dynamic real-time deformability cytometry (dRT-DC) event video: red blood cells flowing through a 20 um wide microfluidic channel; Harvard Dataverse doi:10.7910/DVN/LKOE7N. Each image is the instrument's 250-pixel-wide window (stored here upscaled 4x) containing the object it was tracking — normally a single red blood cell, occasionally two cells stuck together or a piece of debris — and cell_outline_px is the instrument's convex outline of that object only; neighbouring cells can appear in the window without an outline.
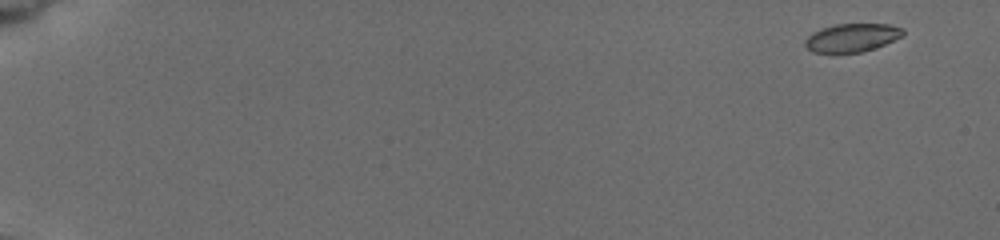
{"species": "common noctule bat (a hibernating species)", "species_latin": "Nyctalus noctula", "temperature_condition": "cold", "stored_images_in_passage": 14, "camera_frame_rate_fps": 3000, "um_per_image_px": 0.085, "animal": {"sex": "female", "body_mass_g": 19.5, "forearm_length_mm": 54.1}, "frame": {"image": 1, "passage_image": 1, "time_ms": 0.0, "image_size_px": [1000, 240], "cell_outline_px": [[904, 36], [876, 48], [860, 52], [812, 52], [804, 44], [804, 40], [812, 32], [820, 28], [836, 24], [888, 24], [904, 28]], "centroid_in_image_um": [72.44, 3.19], "position_along_channel_um": 12.6, "area_um2": 16.24}}
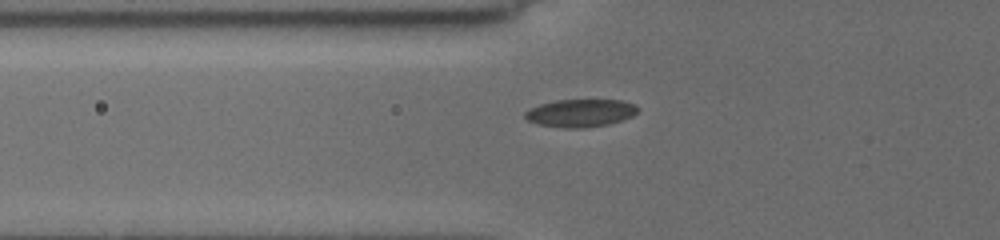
{"frame": {"image": 2, "passage_image": 10, "time_ms": 6.333, "image_size_px": [1000, 240], "cell_outline_px": [[640, 108], [632, 116], [608, 124], [584, 128], [564, 128], [536, 124], [528, 120], [524, 116], [524, 112], [528, 108], [540, 104], [556, 100], [624, 100], [636, 104]], "centroid_in_image_um": [49.32, 9.6], "position_along_channel_um": 76.5, "area_um2": 18.38}}
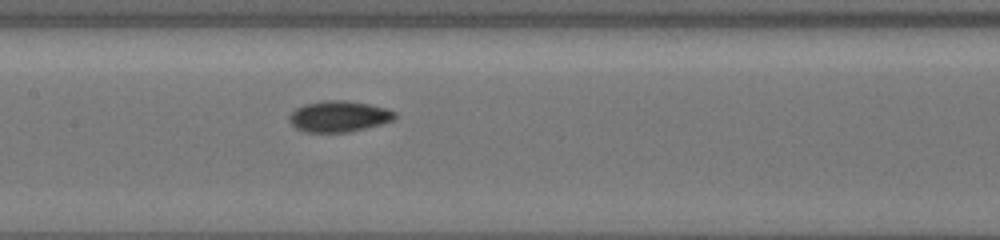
{"frame": {"image": 3, "passage_image": 14, "time_ms": 9.0, "image_size_px": [1000, 240], "cell_outline_px": [[396, 116], [392, 120], [380, 124], [348, 132], [304, 132], [296, 128], [288, 120], [288, 116], [296, 108], [304, 104], [324, 100], [344, 100], [368, 104], [388, 108], [396, 112]], "centroid_in_image_um": [28.78, 9.88], "position_along_channel_um": 178.6, "area_um2": 19.07}}